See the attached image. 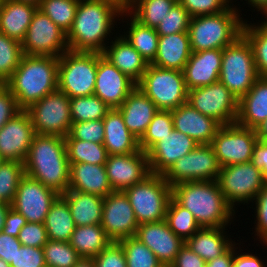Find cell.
Wrapping results in <instances>:
<instances>
[{
  "label": "cell",
  "mask_w": 267,
  "mask_h": 267,
  "mask_svg": "<svg viewBox=\"0 0 267 267\" xmlns=\"http://www.w3.org/2000/svg\"><path fill=\"white\" fill-rule=\"evenodd\" d=\"M124 10L113 0H79L73 25L67 34L69 50L103 53Z\"/></svg>",
  "instance_id": "1"
},
{
  "label": "cell",
  "mask_w": 267,
  "mask_h": 267,
  "mask_svg": "<svg viewBox=\"0 0 267 267\" xmlns=\"http://www.w3.org/2000/svg\"><path fill=\"white\" fill-rule=\"evenodd\" d=\"M171 190L172 198L193 214L200 227H228L236 221V212L217 181H186L173 185Z\"/></svg>",
  "instance_id": "2"
},
{
  "label": "cell",
  "mask_w": 267,
  "mask_h": 267,
  "mask_svg": "<svg viewBox=\"0 0 267 267\" xmlns=\"http://www.w3.org/2000/svg\"><path fill=\"white\" fill-rule=\"evenodd\" d=\"M25 175L40 181L59 195L69 187L70 163L64 137L38 135L24 162Z\"/></svg>",
  "instance_id": "3"
},
{
  "label": "cell",
  "mask_w": 267,
  "mask_h": 267,
  "mask_svg": "<svg viewBox=\"0 0 267 267\" xmlns=\"http://www.w3.org/2000/svg\"><path fill=\"white\" fill-rule=\"evenodd\" d=\"M59 57L23 55L17 69L5 83L20 109L58 89Z\"/></svg>",
  "instance_id": "4"
},
{
  "label": "cell",
  "mask_w": 267,
  "mask_h": 267,
  "mask_svg": "<svg viewBox=\"0 0 267 267\" xmlns=\"http://www.w3.org/2000/svg\"><path fill=\"white\" fill-rule=\"evenodd\" d=\"M239 8L232 4L226 11L215 15L192 17L187 31L191 51L223 49L231 45L242 35L245 19Z\"/></svg>",
  "instance_id": "5"
},
{
  "label": "cell",
  "mask_w": 267,
  "mask_h": 267,
  "mask_svg": "<svg viewBox=\"0 0 267 267\" xmlns=\"http://www.w3.org/2000/svg\"><path fill=\"white\" fill-rule=\"evenodd\" d=\"M259 77L255 68L252 47L243 35L231 45L223 48L219 81L238 100L248 93Z\"/></svg>",
  "instance_id": "6"
},
{
  "label": "cell",
  "mask_w": 267,
  "mask_h": 267,
  "mask_svg": "<svg viewBox=\"0 0 267 267\" xmlns=\"http://www.w3.org/2000/svg\"><path fill=\"white\" fill-rule=\"evenodd\" d=\"M124 193L139 225L165 220L172 190L163 175L151 173L142 182L126 188Z\"/></svg>",
  "instance_id": "7"
},
{
  "label": "cell",
  "mask_w": 267,
  "mask_h": 267,
  "mask_svg": "<svg viewBox=\"0 0 267 267\" xmlns=\"http://www.w3.org/2000/svg\"><path fill=\"white\" fill-rule=\"evenodd\" d=\"M97 68V52L66 51L59 57L58 89L70 99L93 95Z\"/></svg>",
  "instance_id": "8"
},
{
  "label": "cell",
  "mask_w": 267,
  "mask_h": 267,
  "mask_svg": "<svg viewBox=\"0 0 267 267\" xmlns=\"http://www.w3.org/2000/svg\"><path fill=\"white\" fill-rule=\"evenodd\" d=\"M136 86L154 102L158 110L171 111L187 102L188 90L183 71L180 70L148 64Z\"/></svg>",
  "instance_id": "9"
},
{
  "label": "cell",
  "mask_w": 267,
  "mask_h": 267,
  "mask_svg": "<svg viewBox=\"0 0 267 267\" xmlns=\"http://www.w3.org/2000/svg\"><path fill=\"white\" fill-rule=\"evenodd\" d=\"M227 203L236 206L251 204L265 186L261 168L253 161L221 167L217 179Z\"/></svg>",
  "instance_id": "10"
},
{
  "label": "cell",
  "mask_w": 267,
  "mask_h": 267,
  "mask_svg": "<svg viewBox=\"0 0 267 267\" xmlns=\"http://www.w3.org/2000/svg\"><path fill=\"white\" fill-rule=\"evenodd\" d=\"M26 111L36 134L64 138L69 134L72 124L70 98L59 89L33 103Z\"/></svg>",
  "instance_id": "11"
},
{
  "label": "cell",
  "mask_w": 267,
  "mask_h": 267,
  "mask_svg": "<svg viewBox=\"0 0 267 267\" xmlns=\"http://www.w3.org/2000/svg\"><path fill=\"white\" fill-rule=\"evenodd\" d=\"M220 168L212 145L198 144L172 164L163 177L171 187L186 181H217Z\"/></svg>",
  "instance_id": "12"
},
{
  "label": "cell",
  "mask_w": 267,
  "mask_h": 267,
  "mask_svg": "<svg viewBox=\"0 0 267 267\" xmlns=\"http://www.w3.org/2000/svg\"><path fill=\"white\" fill-rule=\"evenodd\" d=\"M255 129L238 124L222 125L211 143L220 167L254 160L258 142Z\"/></svg>",
  "instance_id": "13"
},
{
  "label": "cell",
  "mask_w": 267,
  "mask_h": 267,
  "mask_svg": "<svg viewBox=\"0 0 267 267\" xmlns=\"http://www.w3.org/2000/svg\"><path fill=\"white\" fill-rule=\"evenodd\" d=\"M187 102L221 125L236 123L238 98L220 81L188 91Z\"/></svg>",
  "instance_id": "14"
},
{
  "label": "cell",
  "mask_w": 267,
  "mask_h": 267,
  "mask_svg": "<svg viewBox=\"0 0 267 267\" xmlns=\"http://www.w3.org/2000/svg\"><path fill=\"white\" fill-rule=\"evenodd\" d=\"M24 55L60 57L69 50L67 34L37 9L21 42Z\"/></svg>",
  "instance_id": "15"
},
{
  "label": "cell",
  "mask_w": 267,
  "mask_h": 267,
  "mask_svg": "<svg viewBox=\"0 0 267 267\" xmlns=\"http://www.w3.org/2000/svg\"><path fill=\"white\" fill-rule=\"evenodd\" d=\"M100 225L112 242L135 236L139 224L124 191H113L104 197Z\"/></svg>",
  "instance_id": "16"
},
{
  "label": "cell",
  "mask_w": 267,
  "mask_h": 267,
  "mask_svg": "<svg viewBox=\"0 0 267 267\" xmlns=\"http://www.w3.org/2000/svg\"><path fill=\"white\" fill-rule=\"evenodd\" d=\"M58 196L56 191L25 175L18 184L11 208L23 215L27 222L44 223Z\"/></svg>",
  "instance_id": "17"
},
{
  "label": "cell",
  "mask_w": 267,
  "mask_h": 267,
  "mask_svg": "<svg viewBox=\"0 0 267 267\" xmlns=\"http://www.w3.org/2000/svg\"><path fill=\"white\" fill-rule=\"evenodd\" d=\"M35 135L28 112L21 109L0 129V156L24 163Z\"/></svg>",
  "instance_id": "18"
},
{
  "label": "cell",
  "mask_w": 267,
  "mask_h": 267,
  "mask_svg": "<svg viewBox=\"0 0 267 267\" xmlns=\"http://www.w3.org/2000/svg\"><path fill=\"white\" fill-rule=\"evenodd\" d=\"M136 83L116 68L102 53H98V68L93 95L111 109L119 108Z\"/></svg>",
  "instance_id": "19"
},
{
  "label": "cell",
  "mask_w": 267,
  "mask_h": 267,
  "mask_svg": "<svg viewBox=\"0 0 267 267\" xmlns=\"http://www.w3.org/2000/svg\"><path fill=\"white\" fill-rule=\"evenodd\" d=\"M106 174L114 191H124L151 174L147 153L139 150L126 155H108Z\"/></svg>",
  "instance_id": "20"
},
{
  "label": "cell",
  "mask_w": 267,
  "mask_h": 267,
  "mask_svg": "<svg viewBox=\"0 0 267 267\" xmlns=\"http://www.w3.org/2000/svg\"><path fill=\"white\" fill-rule=\"evenodd\" d=\"M145 244L161 263L172 264L184 246L185 241L178 237L165 220L140 224L135 236Z\"/></svg>",
  "instance_id": "21"
},
{
  "label": "cell",
  "mask_w": 267,
  "mask_h": 267,
  "mask_svg": "<svg viewBox=\"0 0 267 267\" xmlns=\"http://www.w3.org/2000/svg\"><path fill=\"white\" fill-rule=\"evenodd\" d=\"M197 145L191 137L173 129L146 152L151 173L163 175L172 164Z\"/></svg>",
  "instance_id": "22"
},
{
  "label": "cell",
  "mask_w": 267,
  "mask_h": 267,
  "mask_svg": "<svg viewBox=\"0 0 267 267\" xmlns=\"http://www.w3.org/2000/svg\"><path fill=\"white\" fill-rule=\"evenodd\" d=\"M171 115L174 129L188 135L198 144H211L222 126L217 120L198 112L188 102L171 110Z\"/></svg>",
  "instance_id": "23"
},
{
  "label": "cell",
  "mask_w": 267,
  "mask_h": 267,
  "mask_svg": "<svg viewBox=\"0 0 267 267\" xmlns=\"http://www.w3.org/2000/svg\"><path fill=\"white\" fill-rule=\"evenodd\" d=\"M223 49L192 52L184 69L187 90L208 86L219 81Z\"/></svg>",
  "instance_id": "24"
},
{
  "label": "cell",
  "mask_w": 267,
  "mask_h": 267,
  "mask_svg": "<svg viewBox=\"0 0 267 267\" xmlns=\"http://www.w3.org/2000/svg\"><path fill=\"white\" fill-rule=\"evenodd\" d=\"M116 32L119 35L117 33V36L114 34V41L112 40L109 42L110 44H107L102 54L116 68L137 84L141 80L149 63L119 31Z\"/></svg>",
  "instance_id": "25"
},
{
  "label": "cell",
  "mask_w": 267,
  "mask_h": 267,
  "mask_svg": "<svg viewBox=\"0 0 267 267\" xmlns=\"http://www.w3.org/2000/svg\"><path fill=\"white\" fill-rule=\"evenodd\" d=\"M124 119L127 129L140 140L147 130L158 109L154 102L137 86L117 108Z\"/></svg>",
  "instance_id": "26"
},
{
  "label": "cell",
  "mask_w": 267,
  "mask_h": 267,
  "mask_svg": "<svg viewBox=\"0 0 267 267\" xmlns=\"http://www.w3.org/2000/svg\"><path fill=\"white\" fill-rule=\"evenodd\" d=\"M104 141L108 155H126L140 150L139 140L127 129L121 112L110 109L103 118Z\"/></svg>",
  "instance_id": "27"
},
{
  "label": "cell",
  "mask_w": 267,
  "mask_h": 267,
  "mask_svg": "<svg viewBox=\"0 0 267 267\" xmlns=\"http://www.w3.org/2000/svg\"><path fill=\"white\" fill-rule=\"evenodd\" d=\"M68 189L106 197L112 193L105 165L70 163Z\"/></svg>",
  "instance_id": "28"
},
{
  "label": "cell",
  "mask_w": 267,
  "mask_h": 267,
  "mask_svg": "<svg viewBox=\"0 0 267 267\" xmlns=\"http://www.w3.org/2000/svg\"><path fill=\"white\" fill-rule=\"evenodd\" d=\"M267 119V77H259L238 102L236 124L256 129Z\"/></svg>",
  "instance_id": "29"
},
{
  "label": "cell",
  "mask_w": 267,
  "mask_h": 267,
  "mask_svg": "<svg viewBox=\"0 0 267 267\" xmlns=\"http://www.w3.org/2000/svg\"><path fill=\"white\" fill-rule=\"evenodd\" d=\"M191 54L188 32L159 36L156 57L151 64L163 69L183 71Z\"/></svg>",
  "instance_id": "30"
},
{
  "label": "cell",
  "mask_w": 267,
  "mask_h": 267,
  "mask_svg": "<svg viewBox=\"0 0 267 267\" xmlns=\"http://www.w3.org/2000/svg\"><path fill=\"white\" fill-rule=\"evenodd\" d=\"M226 230L227 227H201L185 244L204 261H210L224 254L235 243Z\"/></svg>",
  "instance_id": "31"
},
{
  "label": "cell",
  "mask_w": 267,
  "mask_h": 267,
  "mask_svg": "<svg viewBox=\"0 0 267 267\" xmlns=\"http://www.w3.org/2000/svg\"><path fill=\"white\" fill-rule=\"evenodd\" d=\"M37 9L29 3L1 0L0 33L21 43Z\"/></svg>",
  "instance_id": "32"
},
{
  "label": "cell",
  "mask_w": 267,
  "mask_h": 267,
  "mask_svg": "<svg viewBox=\"0 0 267 267\" xmlns=\"http://www.w3.org/2000/svg\"><path fill=\"white\" fill-rule=\"evenodd\" d=\"M62 196L67 200L76 226L101 224L103 197L71 189H67Z\"/></svg>",
  "instance_id": "33"
},
{
  "label": "cell",
  "mask_w": 267,
  "mask_h": 267,
  "mask_svg": "<svg viewBox=\"0 0 267 267\" xmlns=\"http://www.w3.org/2000/svg\"><path fill=\"white\" fill-rule=\"evenodd\" d=\"M125 18L127 21H123ZM120 20L118 23L121 24L123 21L128 25L123 29L124 32L121 35L151 64L156 57L158 48L159 35L156 29L141 24L127 10L122 12Z\"/></svg>",
  "instance_id": "34"
},
{
  "label": "cell",
  "mask_w": 267,
  "mask_h": 267,
  "mask_svg": "<svg viewBox=\"0 0 267 267\" xmlns=\"http://www.w3.org/2000/svg\"><path fill=\"white\" fill-rule=\"evenodd\" d=\"M48 240L69 242L75 223L72 218L67 200L59 195L52 203L44 220Z\"/></svg>",
  "instance_id": "35"
},
{
  "label": "cell",
  "mask_w": 267,
  "mask_h": 267,
  "mask_svg": "<svg viewBox=\"0 0 267 267\" xmlns=\"http://www.w3.org/2000/svg\"><path fill=\"white\" fill-rule=\"evenodd\" d=\"M80 257L94 258L112 241L100 224L76 226L69 240Z\"/></svg>",
  "instance_id": "36"
},
{
  "label": "cell",
  "mask_w": 267,
  "mask_h": 267,
  "mask_svg": "<svg viewBox=\"0 0 267 267\" xmlns=\"http://www.w3.org/2000/svg\"><path fill=\"white\" fill-rule=\"evenodd\" d=\"M250 22V23H249ZM257 23V24H256ZM244 20L242 35L252 47L255 68L260 77H267V24Z\"/></svg>",
  "instance_id": "37"
},
{
  "label": "cell",
  "mask_w": 267,
  "mask_h": 267,
  "mask_svg": "<svg viewBox=\"0 0 267 267\" xmlns=\"http://www.w3.org/2000/svg\"><path fill=\"white\" fill-rule=\"evenodd\" d=\"M178 0H133L126 9L141 24L156 28Z\"/></svg>",
  "instance_id": "38"
},
{
  "label": "cell",
  "mask_w": 267,
  "mask_h": 267,
  "mask_svg": "<svg viewBox=\"0 0 267 267\" xmlns=\"http://www.w3.org/2000/svg\"><path fill=\"white\" fill-rule=\"evenodd\" d=\"M65 142L69 163L105 165L108 153L103 143L73 139L69 134Z\"/></svg>",
  "instance_id": "39"
},
{
  "label": "cell",
  "mask_w": 267,
  "mask_h": 267,
  "mask_svg": "<svg viewBox=\"0 0 267 267\" xmlns=\"http://www.w3.org/2000/svg\"><path fill=\"white\" fill-rule=\"evenodd\" d=\"M165 221L169 228L184 241L201 228L193 214L180 206L173 198L169 201Z\"/></svg>",
  "instance_id": "40"
},
{
  "label": "cell",
  "mask_w": 267,
  "mask_h": 267,
  "mask_svg": "<svg viewBox=\"0 0 267 267\" xmlns=\"http://www.w3.org/2000/svg\"><path fill=\"white\" fill-rule=\"evenodd\" d=\"M111 108L98 96H81L70 99L72 123L103 119Z\"/></svg>",
  "instance_id": "41"
},
{
  "label": "cell",
  "mask_w": 267,
  "mask_h": 267,
  "mask_svg": "<svg viewBox=\"0 0 267 267\" xmlns=\"http://www.w3.org/2000/svg\"><path fill=\"white\" fill-rule=\"evenodd\" d=\"M78 4L79 0H42L38 9L68 34L73 25Z\"/></svg>",
  "instance_id": "42"
},
{
  "label": "cell",
  "mask_w": 267,
  "mask_h": 267,
  "mask_svg": "<svg viewBox=\"0 0 267 267\" xmlns=\"http://www.w3.org/2000/svg\"><path fill=\"white\" fill-rule=\"evenodd\" d=\"M23 55L20 42L0 33V84L11 78Z\"/></svg>",
  "instance_id": "43"
},
{
  "label": "cell",
  "mask_w": 267,
  "mask_h": 267,
  "mask_svg": "<svg viewBox=\"0 0 267 267\" xmlns=\"http://www.w3.org/2000/svg\"><path fill=\"white\" fill-rule=\"evenodd\" d=\"M125 253L127 267H158L161 262L156 255L136 237L118 242Z\"/></svg>",
  "instance_id": "44"
},
{
  "label": "cell",
  "mask_w": 267,
  "mask_h": 267,
  "mask_svg": "<svg viewBox=\"0 0 267 267\" xmlns=\"http://www.w3.org/2000/svg\"><path fill=\"white\" fill-rule=\"evenodd\" d=\"M25 176L24 163L7 161L0 165V199L11 203L16 195L18 184Z\"/></svg>",
  "instance_id": "45"
},
{
  "label": "cell",
  "mask_w": 267,
  "mask_h": 267,
  "mask_svg": "<svg viewBox=\"0 0 267 267\" xmlns=\"http://www.w3.org/2000/svg\"><path fill=\"white\" fill-rule=\"evenodd\" d=\"M42 248L46 267H73L81 258L69 242L48 240Z\"/></svg>",
  "instance_id": "46"
},
{
  "label": "cell",
  "mask_w": 267,
  "mask_h": 267,
  "mask_svg": "<svg viewBox=\"0 0 267 267\" xmlns=\"http://www.w3.org/2000/svg\"><path fill=\"white\" fill-rule=\"evenodd\" d=\"M173 129L171 111L158 110L149 123L146 132L139 140V148L147 152L155 143L159 142L160 138L170 134Z\"/></svg>",
  "instance_id": "47"
},
{
  "label": "cell",
  "mask_w": 267,
  "mask_h": 267,
  "mask_svg": "<svg viewBox=\"0 0 267 267\" xmlns=\"http://www.w3.org/2000/svg\"><path fill=\"white\" fill-rule=\"evenodd\" d=\"M190 20L187 10L177 1L155 29L159 36L187 32Z\"/></svg>",
  "instance_id": "48"
},
{
  "label": "cell",
  "mask_w": 267,
  "mask_h": 267,
  "mask_svg": "<svg viewBox=\"0 0 267 267\" xmlns=\"http://www.w3.org/2000/svg\"><path fill=\"white\" fill-rule=\"evenodd\" d=\"M192 17L215 15L226 11L234 0H178Z\"/></svg>",
  "instance_id": "49"
},
{
  "label": "cell",
  "mask_w": 267,
  "mask_h": 267,
  "mask_svg": "<svg viewBox=\"0 0 267 267\" xmlns=\"http://www.w3.org/2000/svg\"><path fill=\"white\" fill-rule=\"evenodd\" d=\"M69 135L73 139L103 143L104 124L103 119L75 122L71 124Z\"/></svg>",
  "instance_id": "50"
},
{
  "label": "cell",
  "mask_w": 267,
  "mask_h": 267,
  "mask_svg": "<svg viewBox=\"0 0 267 267\" xmlns=\"http://www.w3.org/2000/svg\"><path fill=\"white\" fill-rule=\"evenodd\" d=\"M253 204V205H252ZM251 206L253 207L255 205L254 210V223L256 225H253L254 241H260L258 244H262L267 239V185H265L258 193V195L255 197V199L252 201Z\"/></svg>",
  "instance_id": "51"
},
{
  "label": "cell",
  "mask_w": 267,
  "mask_h": 267,
  "mask_svg": "<svg viewBox=\"0 0 267 267\" xmlns=\"http://www.w3.org/2000/svg\"><path fill=\"white\" fill-rule=\"evenodd\" d=\"M18 240L23 246L42 248L48 242L44 223L27 222L18 234Z\"/></svg>",
  "instance_id": "52"
},
{
  "label": "cell",
  "mask_w": 267,
  "mask_h": 267,
  "mask_svg": "<svg viewBox=\"0 0 267 267\" xmlns=\"http://www.w3.org/2000/svg\"><path fill=\"white\" fill-rule=\"evenodd\" d=\"M10 267H46L43 248L21 245Z\"/></svg>",
  "instance_id": "53"
},
{
  "label": "cell",
  "mask_w": 267,
  "mask_h": 267,
  "mask_svg": "<svg viewBox=\"0 0 267 267\" xmlns=\"http://www.w3.org/2000/svg\"><path fill=\"white\" fill-rule=\"evenodd\" d=\"M94 260L96 267H127L124 250L117 242H112Z\"/></svg>",
  "instance_id": "54"
},
{
  "label": "cell",
  "mask_w": 267,
  "mask_h": 267,
  "mask_svg": "<svg viewBox=\"0 0 267 267\" xmlns=\"http://www.w3.org/2000/svg\"><path fill=\"white\" fill-rule=\"evenodd\" d=\"M20 110L10 89L5 84H0V129Z\"/></svg>",
  "instance_id": "55"
},
{
  "label": "cell",
  "mask_w": 267,
  "mask_h": 267,
  "mask_svg": "<svg viewBox=\"0 0 267 267\" xmlns=\"http://www.w3.org/2000/svg\"><path fill=\"white\" fill-rule=\"evenodd\" d=\"M241 244H244V243L239 242L236 244V242H235L233 244V264H232V267H266L267 262H265L263 260V258H260V256H261L260 254L258 257L256 252H255V254H253V252H250V249H249V251H247L248 253L242 252L243 250L240 248L241 246H239ZM237 245L239 247H237Z\"/></svg>",
  "instance_id": "56"
},
{
  "label": "cell",
  "mask_w": 267,
  "mask_h": 267,
  "mask_svg": "<svg viewBox=\"0 0 267 267\" xmlns=\"http://www.w3.org/2000/svg\"><path fill=\"white\" fill-rule=\"evenodd\" d=\"M172 264L174 267H205L206 261L184 244Z\"/></svg>",
  "instance_id": "57"
},
{
  "label": "cell",
  "mask_w": 267,
  "mask_h": 267,
  "mask_svg": "<svg viewBox=\"0 0 267 267\" xmlns=\"http://www.w3.org/2000/svg\"><path fill=\"white\" fill-rule=\"evenodd\" d=\"M17 237L0 232V258L10 264L14 260L17 250L21 247Z\"/></svg>",
  "instance_id": "58"
},
{
  "label": "cell",
  "mask_w": 267,
  "mask_h": 267,
  "mask_svg": "<svg viewBox=\"0 0 267 267\" xmlns=\"http://www.w3.org/2000/svg\"><path fill=\"white\" fill-rule=\"evenodd\" d=\"M27 223L26 218L13 208L7 212L3 232L10 236L18 237L21 228Z\"/></svg>",
  "instance_id": "59"
},
{
  "label": "cell",
  "mask_w": 267,
  "mask_h": 267,
  "mask_svg": "<svg viewBox=\"0 0 267 267\" xmlns=\"http://www.w3.org/2000/svg\"><path fill=\"white\" fill-rule=\"evenodd\" d=\"M254 162L261 168L264 184L267 185V142L258 140L255 147Z\"/></svg>",
  "instance_id": "60"
},
{
  "label": "cell",
  "mask_w": 267,
  "mask_h": 267,
  "mask_svg": "<svg viewBox=\"0 0 267 267\" xmlns=\"http://www.w3.org/2000/svg\"><path fill=\"white\" fill-rule=\"evenodd\" d=\"M233 245L222 255L206 262L205 267H232Z\"/></svg>",
  "instance_id": "61"
},
{
  "label": "cell",
  "mask_w": 267,
  "mask_h": 267,
  "mask_svg": "<svg viewBox=\"0 0 267 267\" xmlns=\"http://www.w3.org/2000/svg\"><path fill=\"white\" fill-rule=\"evenodd\" d=\"M237 1V0H236ZM245 3L248 4V6L253 8L254 12L257 10V12H261L258 14H263L264 16L267 15V0H244Z\"/></svg>",
  "instance_id": "62"
},
{
  "label": "cell",
  "mask_w": 267,
  "mask_h": 267,
  "mask_svg": "<svg viewBox=\"0 0 267 267\" xmlns=\"http://www.w3.org/2000/svg\"><path fill=\"white\" fill-rule=\"evenodd\" d=\"M10 207H11V203H8L5 201L0 203V232L3 231V227L5 224V218H6L7 212L10 209Z\"/></svg>",
  "instance_id": "63"
},
{
  "label": "cell",
  "mask_w": 267,
  "mask_h": 267,
  "mask_svg": "<svg viewBox=\"0 0 267 267\" xmlns=\"http://www.w3.org/2000/svg\"><path fill=\"white\" fill-rule=\"evenodd\" d=\"M258 139L267 142V119L261 123L256 129Z\"/></svg>",
  "instance_id": "64"
},
{
  "label": "cell",
  "mask_w": 267,
  "mask_h": 267,
  "mask_svg": "<svg viewBox=\"0 0 267 267\" xmlns=\"http://www.w3.org/2000/svg\"><path fill=\"white\" fill-rule=\"evenodd\" d=\"M73 267H96L94 258L81 257Z\"/></svg>",
  "instance_id": "65"
},
{
  "label": "cell",
  "mask_w": 267,
  "mask_h": 267,
  "mask_svg": "<svg viewBox=\"0 0 267 267\" xmlns=\"http://www.w3.org/2000/svg\"><path fill=\"white\" fill-rule=\"evenodd\" d=\"M113 1L118 3L122 8L126 10L131 5L133 0H113Z\"/></svg>",
  "instance_id": "66"
},
{
  "label": "cell",
  "mask_w": 267,
  "mask_h": 267,
  "mask_svg": "<svg viewBox=\"0 0 267 267\" xmlns=\"http://www.w3.org/2000/svg\"><path fill=\"white\" fill-rule=\"evenodd\" d=\"M11 1L29 3V4L35 5L37 7H39L41 5V2H42V0H11Z\"/></svg>",
  "instance_id": "67"
},
{
  "label": "cell",
  "mask_w": 267,
  "mask_h": 267,
  "mask_svg": "<svg viewBox=\"0 0 267 267\" xmlns=\"http://www.w3.org/2000/svg\"><path fill=\"white\" fill-rule=\"evenodd\" d=\"M0 267H10V264L0 258Z\"/></svg>",
  "instance_id": "68"
},
{
  "label": "cell",
  "mask_w": 267,
  "mask_h": 267,
  "mask_svg": "<svg viewBox=\"0 0 267 267\" xmlns=\"http://www.w3.org/2000/svg\"><path fill=\"white\" fill-rule=\"evenodd\" d=\"M158 267H174L173 264L161 263Z\"/></svg>",
  "instance_id": "69"
},
{
  "label": "cell",
  "mask_w": 267,
  "mask_h": 267,
  "mask_svg": "<svg viewBox=\"0 0 267 267\" xmlns=\"http://www.w3.org/2000/svg\"><path fill=\"white\" fill-rule=\"evenodd\" d=\"M265 245H266V246H265ZM262 246H263V247H262L263 249H264L265 247H266L265 249H267V239L262 243ZM264 246H265V247H264Z\"/></svg>",
  "instance_id": "70"
},
{
  "label": "cell",
  "mask_w": 267,
  "mask_h": 267,
  "mask_svg": "<svg viewBox=\"0 0 267 267\" xmlns=\"http://www.w3.org/2000/svg\"><path fill=\"white\" fill-rule=\"evenodd\" d=\"M265 19H263L262 17H261V19L267 24V15L264 17Z\"/></svg>",
  "instance_id": "71"
},
{
  "label": "cell",
  "mask_w": 267,
  "mask_h": 267,
  "mask_svg": "<svg viewBox=\"0 0 267 267\" xmlns=\"http://www.w3.org/2000/svg\"><path fill=\"white\" fill-rule=\"evenodd\" d=\"M4 162V159L0 156V165Z\"/></svg>",
  "instance_id": "72"
}]
</instances>
